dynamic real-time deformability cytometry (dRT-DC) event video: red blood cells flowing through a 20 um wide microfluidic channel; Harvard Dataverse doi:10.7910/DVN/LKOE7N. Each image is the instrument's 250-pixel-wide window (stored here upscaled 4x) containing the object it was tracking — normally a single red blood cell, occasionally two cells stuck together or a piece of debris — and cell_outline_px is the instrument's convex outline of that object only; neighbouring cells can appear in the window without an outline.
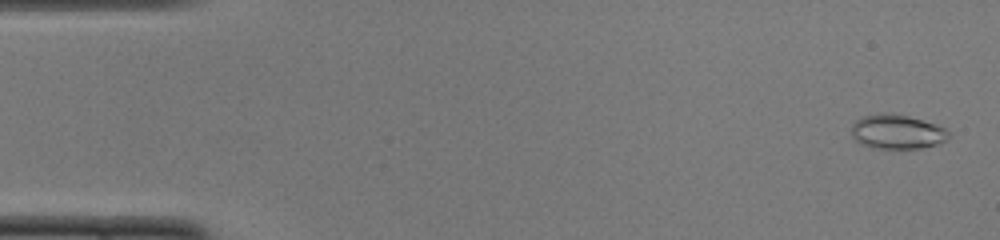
{"species": "common noctule bat (a hibernating species)", "species_latin": "Nyctalus noctula", "temperature_condition": "cold", "stored_images_in_passage": 50, "camera_frame_rate_fps": 3000, "um_per_image_px": 0.085, "animal": {"sex": "female", "body_mass_g": 22.0, "forearm_length_mm": 56.7}, "frame": {"image": 1, "passage_image": 2, "time_ms": 0.333, "image_size_px": [1000, 240], "cell_outline_px": [[948, 140], [936, 144], [920, 148], [872, 148], [860, 144], [852, 136], [852, 124], [856, 120], [864, 116], [884, 112], [908, 116], [936, 124], [944, 128], [948, 132]], "centroid_in_image_um": [76.23, 11.2], "position_along_channel_um": 8.8, "area_um2": 19.36}}
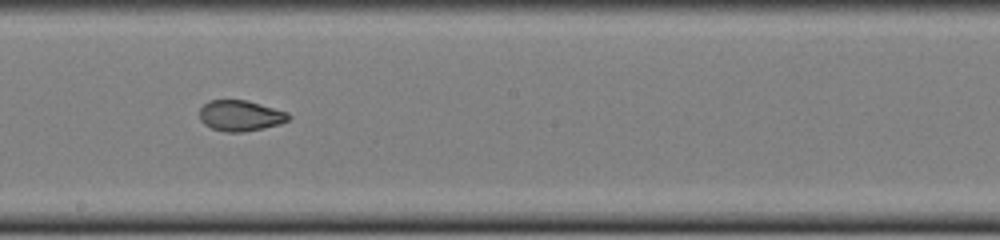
{"frame": {"image": 2, "passage_image": 28, "time_ms": 9.0, "image_size_px": [1000, 240], "cell_outline_px": [[292, 116], [288, 120], [280, 124], [264, 128], [244, 132], [224, 132], [212, 128], [204, 124], [200, 120], [200, 108], [208, 100], [248, 100], [288, 112]], "centroid_in_image_um": [20.45, 9.83], "position_along_channel_um": 227.8, "area_um2": 16.13}}
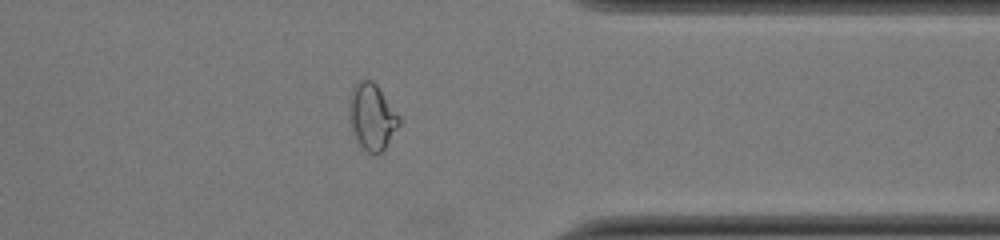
{"frame": {"image": 3, "passage_image": 40, "time_ms": 13.0, "image_size_px": [1000, 240], "cell_outline_px": [[400, 124], [384, 152], [376, 156], [372, 156], [356, 140], [352, 132], [348, 116], [348, 96], [356, 80], [372, 80], [376, 84], [400, 116]], "centroid_in_image_um": [31.59, 9.94], "position_along_channel_um": 379.8, "area_um2": 19.94}, "authors_computed_cell_mechanics": {"area_um2": 17.629, "velocity_mm_per_s": 4.0157, "shape_relaxation_time_tau1_ms": null, "shape_relaxation_time_tau2_ms": 0.9982, "deformation_change_tau1": null, "deformation_change_tau2": 0.0505}}